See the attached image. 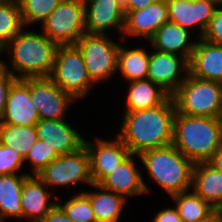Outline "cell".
<instances>
[{
	"label": "cell",
	"mask_w": 222,
	"mask_h": 222,
	"mask_svg": "<svg viewBox=\"0 0 222 222\" xmlns=\"http://www.w3.org/2000/svg\"><path fill=\"white\" fill-rule=\"evenodd\" d=\"M82 53L91 81L96 85L111 79L117 71L120 42L109 35L84 34L75 44Z\"/></svg>",
	"instance_id": "7"
},
{
	"label": "cell",
	"mask_w": 222,
	"mask_h": 222,
	"mask_svg": "<svg viewBox=\"0 0 222 222\" xmlns=\"http://www.w3.org/2000/svg\"><path fill=\"white\" fill-rule=\"evenodd\" d=\"M166 3L169 21L190 31L192 28L195 29L198 34L195 37L201 38L221 2L219 0H166Z\"/></svg>",
	"instance_id": "13"
},
{
	"label": "cell",
	"mask_w": 222,
	"mask_h": 222,
	"mask_svg": "<svg viewBox=\"0 0 222 222\" xmlns=\"http://www.w3.org/2000/svg\"><path fill=\"white\" fill-rule=\"evenodd\" d=\"M8 65L0 59V120L4 114L7 96L11 85L17 80L8 70Z\"/></svg>",
	"instance_id": "35"
},
{
	"label": "cell",
	"mask_w": 222,
	"mask_h": 222,
	"mask_svg": "<svg viewBox=\"0 0 222 222\" xmlns=\"http://www.w3.org/2000/svg\"><path fill=\"white\" fill-rule=\"evenodd\" d=\"M37 131L33 126L0 124V142L17 151L25 158L37 141Z\"/></svg>",
	"instance_id": "28"
},
{
	"label": "cell",
	"mask_w": 222,
	"mask_h": 222,
	"mask_svg": "<svg viewBox=\"0 0 222 222\" xmlns=\"http://www.w3.org/2000/svg\"><path fill=\"white\" fill-rule=\"evenodd\" d=\"M39 120L31 99L30 78L17 79L10 87L0 124L33 126Z\"/></svg>",
	"instance_id": "14"
},
{
	"label": "cell",
	"mask_w": 222,
	"mask_h": 222,
	"mask_svg": "<svg viewBox=\"0 0 222 222\" xmlns=\"http://www.w3.org/2000/svg\"><path fill=\"white\" fill-rule=\"evenodd\" d=\"M150 50L147 79L159 85L170 96L189 74L188 60L178 54Z\"/></svg>",
	"instance_id": "11"
},
{
	"label": "cell",
	"mask_w": 222,
	"mask_h": 222,
	"mask_svg": "<svg viewBox=\"0 0 222 222\" xmlns=\"http://www.w3.org/2000/svg\"><path fill=\"white\" fill-rule=\"evenodd\" d=\"M188 63L191 76L222 83V45L197 38Z\"/></svg>",
	"instance_id": "19"
},
{
	"label": "cell",
	"mask_w": 222,
	"mask_h": 222,
	"mask_svg": "<svg viewBox=\"0 0 222 222\" xmlns=\"http://www.w3.org/2000/svg\"><path fill=\"white\" fill-rule=\"evenodd\" d=\"M49 78L63 91L71 94L77 101L89 94L91 81L82 53L76 45H60Z\"/></svg>",
	"instance_id": "6"
},
{
	"label": "cell",
	"mask_w": 222,
	"mask_h": 222,
	"mask_svg": "<svg viewBox=\"0 0 222 222\" xmlns=\"http://www.w3.org/2000/svg\"><path fill=\"white\" fill-rule=\"evenodd\" d=\"M183 222H199L214 211V208L193 190L170 196Z\"/></svg>",
	"instance_id": "27"
},
{
	"label": "cell",
	"mask_w": 222,
	"mask_h": 222,
	"mask_svg": "<svg viewBox=\"0 0 222 222\" xmlns=\"http://www.w3.org/2000/svg\"><path fill=\"white\" fill-rule=\"evenodd\" d=\"M60 203L57 202L66 215L74 222H97L86 192L77 193L66 202Z\"/></svg>",
	"instance_id": "31"
},
{
	"label": "cell",
	"mask_w": 222,
	"mask_h": 222,
	"mask_svg": "<svg viewBox=\"0 0 222 222\" xmlns=\"http://www.w3.org/2000/svg\"><path fill=\"white\" fill-rule=\"evenodd\" d=\"M214 210L217 212V214L222 222V206H218V207L214 208Z\"/></svg>",
	"instance_id": "41"
},
{
	"label": "cell",
	"mask_w": 222,
	"mask_h": 222,
	"mask_svg": "<svg viewBox=\"0 0 222 222\" xmlns=\"http://www.w3.org/2000/svg\"><path fill=\"white\" fill-rule=\"evenodd\" d=\"M191 190L213 208L222 206V172L208 162L195 163Z\"/></svg>",
	"instance_id": "22"
},
{
	"label": "cell",
	"mask_w": 222,
	"mask_h": 222,
	"mask_svg": "<svg viewBox=\"0 0 222 222\" xmlns=\"http://www.w3.org/2000/svg\"><path fill=\"white\" fill-rule=\"evenodd\" d=\"M172 144L194 164L208 162L222 145L221 119L176 112Z\"/></svg>",
	"instance_id": "3"
},
{
	"label": "cell",
	"mask_w": 222,
	"mask_h": 222,
	"mask_svg": "<svg viewBox=\"0 0 222 222\" xmlns=\"http://www.w3.org/2000/svg\"><path fill=\"white\" fill-rule=\"evenodd\" d=\"M168 19L166 0L156 1L143 9L125 12L124 28L120 40L125 37H142L149 40Z\"/></svg>",
	"instance_id": "16"
},
{
	"label": "cell",
	"mask_w": 222,
	"mask_h": 222,
	"mask_svg": "<svg viewBox=\"0 0 222 222\" xmlns=\"http://www.w3.org/2000/svg\"><path fill=\"white\" fill-rule=\"evenodd\" d=\"M156 1H163V0H128L127 4L123 7V9L124 12L139 10L145 8L146 6Z\"/></svg>",
	"instance_id": "38"
},
{
	"label": "cell",
	"mask_w": 222,
	"mask_h": 222,
	"mask_svg": "<svg viewBox=\"0 0 222 222\" xmlns=\"http://www.w3.org/2000/svg\"><path fill=\"white\" fill-rule=\"evenodd\" d=\"M37 177L48 187H69L85 183L91 186L90 156L86 145L75 152L59 155L51 161ZM57 186V187H56Z\"/></svg>",
	"instance_id": "9"
},
{
	"label": "cell",
	"mask_w": 222,
	"mask_h": 222,
	"mask_svg": "<svg viewBox=\"0 0 222 222\" xmlns=\"http://www.w3.org/2000/svg\"><path fill=\"white\" fill-rule=\"evenodd\" d=\"M150 60V51L145 48L136 47L128 48L120 44L118 51L117 71L119 75L127 80V82L134 80L147 79L148 66Z\"/></svg>",
	"instance_id": "26"
},
{
	"label": "cell",
	"mask_w": 222,
	"mask_h": 222,
	"mask_svg": "<svg viewBox=\"0 0 222 222\" xmlns=\"http://www.w3.org/2000/svg\"><path fill=\"white\" fill-rule=\"evenodd\" d=\"M152 222H183L175 207H167L158 211Z\"/></svg>",
	"instance_id": "36"
},
{
	"label": "cell",
	"mask_w": 222,
	"mask_h": 222,
	"mask_svg": "<svg viewBox=\"0 0 222 222\" xmlns=\"http://www.w3.org/2000/svg\"><path fill=\"white\" fill-rule=\"evenodd\" d=\"M40 27L58 46L75 45L86 34L84 0H62Z\"/></svg>",
	"instance_id": "8"
},
{
	"label": "cell",
	"mask_w": 222,
	"mask_h": 222,
	"mask_svg": "<svg viewBox=\"0 0 222 222\" xmlns=\"http://www.w3.org/2000/svg\"><path fill=\"white\" fill-rule=\"evenodd\" d=\"M123 114L117 137L131 154L172 144L176 108L171 96L154 108Z\"/></svg>",
	"instance_id": "1"
},
{
	"label": "cell",
	"mask_w": 222,
	"mask_h": 222,
	"mask_svg": "<svg viewBox=\"0 0 222 222\" xmlns=\"http://www.w3.org/2000/svg\"><path fill=\"white\" fill-rule=\"evenodd\" d=\"M37 138L44 140L59 155L75 152L84 145L85 138L63 120L40 119L35 125Z\"/></svg>",
	"instance_id": "18"
},
{
	"label": "cell",
	"mask_w": 222,
	"mask_h": 222,
	"mask_svg": "<svg viewBox=\"0 0 222 222\" xmlns=\"http://www.w3.org/2000/svg\"><path fill=\"white\" fill-rule=\"evenodd\" d=\"M24 27L19 3L3 0L0 3V51Z\"/></svg>",
	"instance_id": "29"
},
{
	"label": "cell",
	"mask_w": 222,
	"mask_h": 222,
	"mask_svg": "<svg viewBox=\"0 0 222 222\" xmlns=\"http://www.w3.org/2000/svg\"><path fill=\"white\" fill-rule=\"evenodd\" d=\"M176 112L191 116L220 118L222 114V83L187 78L171 95Z\"/></svg>",
	"instance_id": "5"
},
{
	"label": "cell",
	"mask_w": 222,
	"mask_h": 222,
	"mask_svg": "<svg viewBox=\"0 0 222 222\" xmlns=\"http://www.w3.org/2000/svg\"><path fill=\"white\" fill-rule=\"evenodd\" d=\"M138 155L131 154L115 170L108 174L99 185L108 191H112L127 197L141 196L150 193V188L145 184L136 165L135 158ZM135 157V158H134Z\"/></svg>",
	"instance_id": "17"
},
{
	"label": "cell",
	"mask_w": 222,
	"mask_h": 222,
	"mask_svg": "<svg viewBox=\"0 0 222 222\" xmlns=\"http://www.w3.org/2000/svg\"><path fill=\"white\" fill-rule=\"evenodd\" d=\"M40 222H74L63 209L56 204Z\"/></svg>",
	"instance_id": "37"
},
{
	"label": "cell",
	"mask_w": 222,
	"mask_h": 222,
	"mask_svg": "<svg viewBox=\"0 0 222 222\" xmlns=\"http://www.w3.org/2000/svg\"><path fill=\"white\" fill-rule=\"evenodd\" d=\"M57 48L58 45L43 32L29 31L24 27L0 51V55L8 54L12 66L8 70L16 79L49 77Z\"/></svg>",
	"instance_id": "2"
},
{
	"label": "cell",
	"mask_w": 222,
	"mask_h": 222,
	"mask_svg": "<svg viewBox=\"0 0 222 222\" xmlns=\"http://www.w3.org/2000/svg\"><path fill=\"white\" fill-rule=\"evenodd\" d=\"M90 187L98 191H86L97 222H120L123 208L127 203L124 196L103 189L99 184Z\"/></svg>",
	"instance_id": "24"
},
{
	"label": "cell",
	"mask_w": 222,
	"mask_h": 222,
	"mask_svg": "<svg viewBox=\"0 0 222 222\" xmlns=\"http://www.w3.org/2000/svg\"><path fill=\"white\" fill-rule=\"evenodd\" d=\"M24 164V158L17 151L3 145L0 142V175L5 174H29L20 172Z\"/></svg>",
	"instance_id": "33"
},
{
	"label": "cell",
	"mask_w": 222,
	"mask_h": 222,
	"mask_svg": "<svg viewBox=\"0 0 222 222\" xmlns=\"http://www.w3.org/2000/svg\"><path fill=\"white\" fill-rule=\"evenodd\" d=\"M202 39L222 45V2L217 6Z\"/></svg>",
	"instance_id": "34"
},
{
	"label": "cell",
	"mask_w": 222,
	"mask_h": 222,
	"mask_svg": "<svg viewBox=\"0 0 222 222\" xmlns=\"http://www.w3.org/2000/svg\"><path fill=\"white\" fill-rule=\"evenodd\" d=\"M115 137L111 141L97 137L95 143L87 139L84 141L90 156L91 178L94 184H99L131 155L127 146Z\"/></svg>",
	"instance_id": "12"
},
{
	"label": "cell",
	"mask_w": 222,
	"mask_h": 222,
	"mask_svg": "<svg viewBox=\"0 0 222 222\" xmlns=\"http://www.w3.org/2000/svg\"><path fill=\"white\" fill-rule=\"evenodd\" d=\"M199 222H221L217 212L214 210L206 218L200 220Z\"/></svg>",
	"instance_id": "40"
},
{
	"label": "cell",
	"mask_w": 222,
	"mask_h": 222,
	"mask_svg": "<svg viewBox=\"0 0 222 222\" xmlns=\"http://www.w3.org/2000/svg\"><path fill=\"white\" fill-rule=\"evenodd\" d=\"M128 0H118V2L124 7Z\"/></svg>",
	"instance_id": "42"
},
{
	"label": "cell",
	"mask_w": 222,
	"mask_h": 222,
	"mask_svg": "<svg viewBox=\"0 0 222 222\" xmlns=\"http://www.w3.org/2000/svg\"><path fill=\"white\" fill-rule=\"evenodd\" d=\"M138 156L148 177L169 196L190 192L194 163L173 144L146 150Z\"/></svg>",
	"instance_id": "4"
},
{
	"label": "cell",
	"mask_w": 222,
	"mask_h": 222,
	"mask_svg": "<svg viewBox=\"0 0 222 222\" xmlns=\"http://www.w3.org/2000/svg\"><path fill=\"white\" fill-rule=\"evenodd\" d=\"M208 163L216 170L222 172V145L216 150Z\"/></svg>",
	"instance_id": "39"
},
{
	"label": "cell",
	"mask_w": 222,
	"mask_h": 222,
	"mask_svg": "<svg viewBox=\"0 0 222 222\" xmlns=\"http://www.w3.org/2000/svg\"><path fill=\"white\" fill-rule=\"evenodd\" d=\"M58 156L59 154L53 147H50L44 140L37 139L24 158V163L30 162L32 171L30 175H37Z\"/></svg>",
	"instance_id": "32"
},
{
	"label": "cell",
	"mask_w": 222,
	"mask_h": 222,
	"mask_svg": "<svg viewBox=\"0 0 222 222\" xmlns=\"http://www.w3.org/2000/svg\"><path fill=\"white\" fill-rule=\"evenodd\" d=\"M128 91L124 102L125 112L154 108L162 104L170 95L151 80L128 82Z\"/></svg>",
	"instance_id": "23"
},
{
	"label": "cell",
	"mask_w": 222,
	"mask_h": 222,
	"mask_svg": "<svg viewBox=\"0 0 222 222\" xmlns=\"http://www.w3.org/2000/svg\"><path fill=\"white\" fill-rule=\"evenodd\" d=\"M192 32L176 23L165 22L148 40L153 50L174 53L185 57L188 61L195 48L196 40H191ZM155 48V49H154Z\"/></svg>",
	"instance_id": "21"
},
{
	"label": "cell",
	"mask_w": 222,
	"mask_h": 222,
	"mask_svg": "<svg viewBox=\"0 0 222 222\" xmlns=\"http://www.w3.org/2000/svg\"><path fill=\"white\" fill-rule=\"evenodd\" d=\"M31 99L40 119L63 120L77 100L49 77L30 78ZM75 101V102H74Z\"/></svg>",
	"instance_id": "10"
},
{
	"label": "cell",
	"mask_w": 222,
	"mask_h": 222,
	"mask_svg": "<svg viewBox=\"0 0 222 222\" xmlns=\"http://www.w3.org/2000/svg\"><path fill=\"white\" fill-rule=\"evenodd\" d=\"M4 1H14V2H19L20 0H4Z\"/></svg>",
	"instance_id": "43"
},
{
	"label": "cell",
	"mask_w": 222,
	"mask_h": 222,
	"mask_svg": "<svg viewBox=\"0 0 222 222\" xmlns=\"http://www.w3.org/2000/svg\"><path fill=\"white\" fill-rule=\"evenodd\" d=\"M62 0H20V12L25 27L39 25L57 8ZM37 22V23H36ZM32 24V25H31Z\"/></svg>",
	"instance_id": "30"
},
{
	"label": "cell",
	"mask_w": 222,
	"mask_h": 222,
	"mask_svg": "<svg viewBox=\"0 0 222 222\" xmlns=\"http://www.w3.org/2000/svg\"><path fill=\"white\" fill-rule=\"evenodd\" d=\"M29 174L0 175V220L22 218L21 194L24 180Z\"/></svg>",
	"instance_id": "25"
},
{
	"label": "cell",
	"mask_w": 222,
	"mask_h": 222,
	"mask_svg": "<svg viewBox=\"0 0 222 222\" xmlns=\"http://www.w3.org/2000/svg\"><path fill=\"white\" fill-rule=\"evenodd\" d=\"M45 189L46 185L37 175H29L24 180L20 198L22 205L21 220L27 218L29 222H40L57 204L56 201H50L52 194L56 192L55 188L51 192Z\"/></svg>",
	"instance_id": "20"
},
{
	"label": "cell",
	"mask_w": 222,
	"mask_h": 222,
	"mask_svg": "<svg viewBox=\"0 0 222 222\" xmlns=\"http://www.w3.org/2000/svg\"><path fill=\"white\" fill-rule=\"evenodd\" d=\"M87 34L106 35L107 30L122 36L125 12L118 0H84Z\"/></svg>",
	"instance_id": "15"
}]
</instances>
